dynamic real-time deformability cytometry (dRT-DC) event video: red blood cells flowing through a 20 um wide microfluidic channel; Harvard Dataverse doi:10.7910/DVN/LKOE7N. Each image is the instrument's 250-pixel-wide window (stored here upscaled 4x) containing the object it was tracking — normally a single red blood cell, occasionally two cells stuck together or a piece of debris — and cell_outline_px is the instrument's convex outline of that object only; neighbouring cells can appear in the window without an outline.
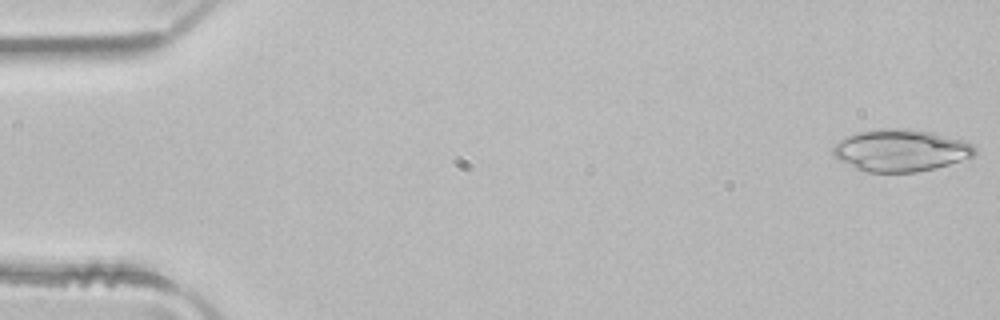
{"species": "common noctule bat (a hibernating species)", "species_latin": "Nyctalus noctula", "temperature_condition": "room temperature", "stored_images_in_passage": 3, "camera_frame_rate_fps": 3000, "um_per_image_px": 0.085, "animal": {"sex": "male", "body_mass_g": 21.5, "forearm_length_mm": 52.0}, "frame": {"image": 1, "passage_image": 1, "time_ms": 0.0, "image_size_px": [1000, 320], "cell_outline_px": [[976, 152], [972, 156], [936, 168], [916, 172], [864, 172], [840, 160], [832, 152], [832, 144], [844, 136], [856, 132], [880, 128], [908, 128], [928, 132], [964, 140], [972, 144], [976, 148]], "centroid_in_image_um": [76.51, 12.77], "position_along_channel_um": 8.5, "area_um2": 34.8}}